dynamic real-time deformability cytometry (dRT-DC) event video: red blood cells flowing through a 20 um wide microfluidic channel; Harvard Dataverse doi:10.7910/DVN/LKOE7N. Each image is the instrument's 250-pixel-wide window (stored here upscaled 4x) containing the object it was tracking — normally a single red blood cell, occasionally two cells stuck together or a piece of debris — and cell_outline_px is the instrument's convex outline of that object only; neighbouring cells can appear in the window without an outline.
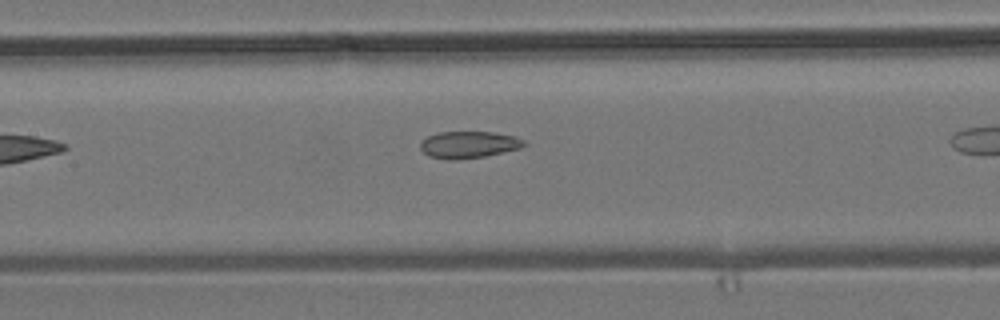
{"species": "common noctule bat (a hibernating species)", "species_latin": "Nyctalus noctula", "temperature_condition": "room temperature", "stored_images_in_passage": 5, "camera_frame_rate_fps": 3000, "um_per_image_px": 0.085, "animal": {"sex": "male", "body_mass_g": 19.2, "forearm_length_mm": 51.8}, "frame": {"image": 1, "passage_image": 4, "time_ms": 1.0, "image_size_px": [1000, 320], "cell_outline_px": [[528, 144], [520, 148], [484, 156], [456, 160], [448, 160], [428, 156], [420, 148], [420, 144], [428, 136], [440, 132], [492, 132], [516, 136], [524, 140]], "centroid_in_image_um": [39.85, 12.3], "position_along_channel_um": 167.5, "area_um2": 16.18}}